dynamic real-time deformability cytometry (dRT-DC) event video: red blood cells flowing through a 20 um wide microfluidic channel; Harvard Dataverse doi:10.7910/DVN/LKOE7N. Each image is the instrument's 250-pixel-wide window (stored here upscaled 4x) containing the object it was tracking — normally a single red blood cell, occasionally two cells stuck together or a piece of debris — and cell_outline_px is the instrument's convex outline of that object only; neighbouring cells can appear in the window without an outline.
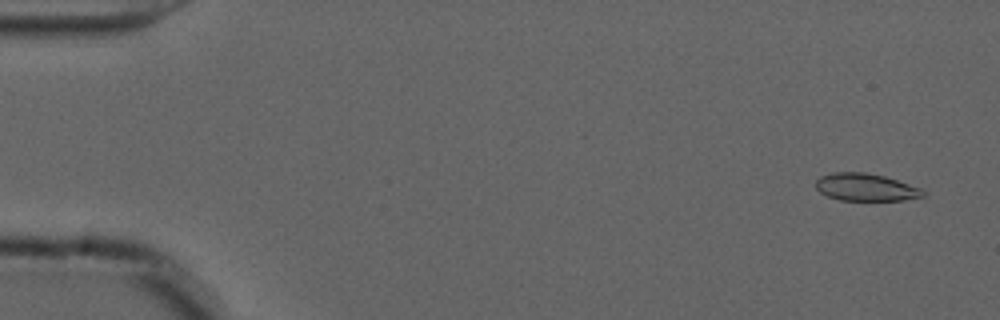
{"species": "common noctule bat (a hibernating species)", "species_latin": "Nyctalus noctula", "temperature_condition": "cold", "stored_images_in_passage": 55, "camera_frame_rate_fps": 3000, "um_per_image_px": 0.085, "animal": {"sex": "male", "forearm_length_mm": 52.5}, "frame": {"image": 1, "passage_image": 3, "time_ms": 0.667, "image_size_px": [1000, 320], "cell_outline_px": [[924, 196], [904, 200], [840, 200], [828, 196], [820, 192], [816, 188], [816, 180], [820, 176], [832, 172], [864, 172], [884, 176], [920, 188], [924, 192]], "centroid_in_image_um": [73.55, 15.91], "position_along_channel_um": 11.5, "area_um2": 16.99}}
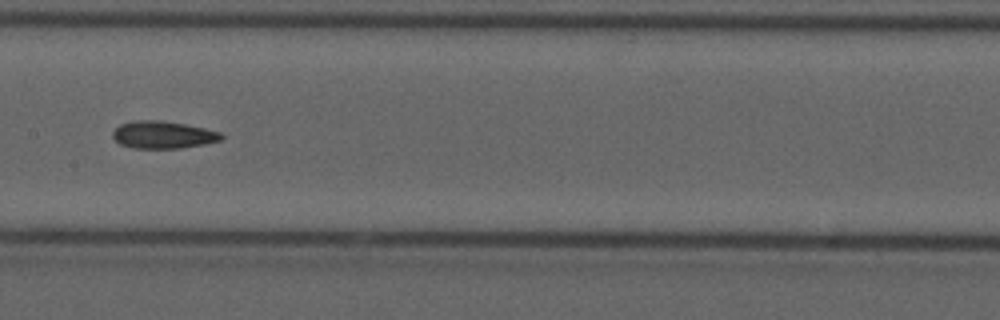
{"frame": {"image": 2, "passage_image": 28, "time_ms": 9.0, "image_size_px": [1000, 320], "cell_outline_px": [[224, 136], [220, 140], [204, 144], [180, 148], [132, 148], [120, 144], [112, 136], [112, 132], [120, 124], [136, 120], [160, 120], [184, 124], [204, 128], [220, 132]], "centroid_in_image_um": [13.84, 11.46], "position_along_channel_um": 193.6, "area_um2": 17.22}}
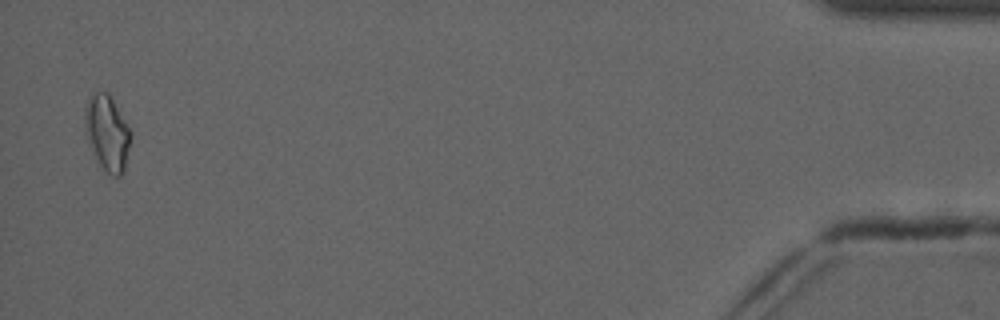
{"frame": {"image": 3, "passage_image": 54, "time_ms": 17.667, "image_size_px": [1000, 320], "cell_outline_px": [[132, 136], [124, 172], [120, 176], [112, 176], [100, 164], [88, 140], [84, 128], [84, 108], [88, 100], [96, 92], [108, 92], [132, 132]], "centroid_in_image_um": [9.13, 11.29], "position_along_channel_um": 426.1, "area_um2": 19.94}, "authors_computed_cell_mechanics": {"area_um2": 17.2244, "velocity_mm_per_s": 3.7172, "shape_relaxation_time_tau1_ms": null, "shape_relaxation_time_tau2_ms": 5.3723, "deformation_change_tau1": null, "deformation_change_tau2": 0.1286}}